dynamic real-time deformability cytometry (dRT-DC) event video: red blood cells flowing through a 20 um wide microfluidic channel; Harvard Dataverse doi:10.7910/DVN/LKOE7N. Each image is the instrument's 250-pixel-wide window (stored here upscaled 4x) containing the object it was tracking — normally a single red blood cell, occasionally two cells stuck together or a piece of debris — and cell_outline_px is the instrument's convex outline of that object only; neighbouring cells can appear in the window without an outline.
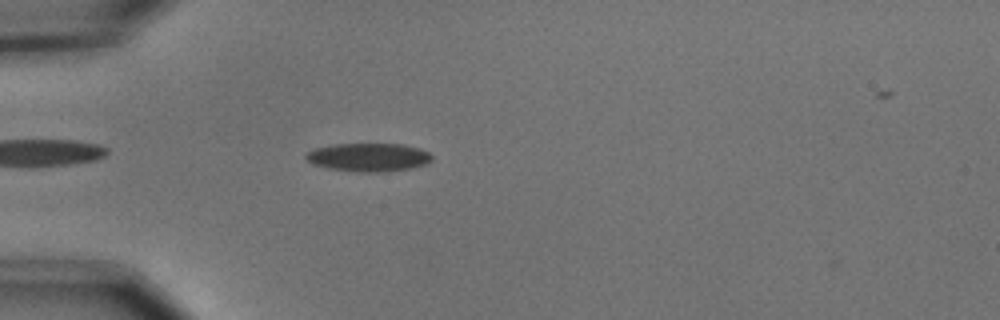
{"species": "common noctule bat (a hibernating species)", "species_latin": "Nyctalus noctula", "temperature_condition": "cold", "stored_images_in_passage": 44, "camera_frame_rate_fps": 3000, "um_per_image_px": 0.085, "animal": {"sex": "male", "body_mass_g": 15.6}, "frame": {"image": 1, "passage_image": 5, "time_ms": 1.333, "image_size_px": [1000, 320], "cell_outline_px": [[432, 160], [428, 164], [412, 168], [380, 172], [364, 172], [328, 168], [312, 164], [304, 156], [308, 152], [316, 148], [336, 144], [404, 144], [420, 148], [428, 152], [432, 156]], "centroid_in_image_um": [31.37, 13.36], "position_along_channel_um": 53.6, "area_um2": 20.75}}
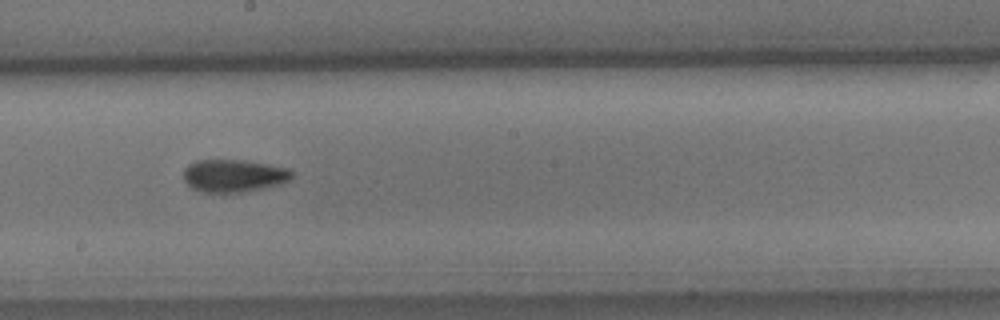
{"frame": {"image": 2, "passage_image": 20, "time_ms": 6.333, "image_size_px": [1000, 320], "cell_outline_px": [[292, 176], [288, 180], [280, 184], [264, 188], [240, 192], [204, 192], [192, 188], [184, 180], [184, 168], [188, 164], [196, 160], [244, 160], [288, 168], [292, 172]], "centroid_in_image_um": [19.84, 14.93], "position_along_channel_um": 228.4, "area_um2": 20.46}}
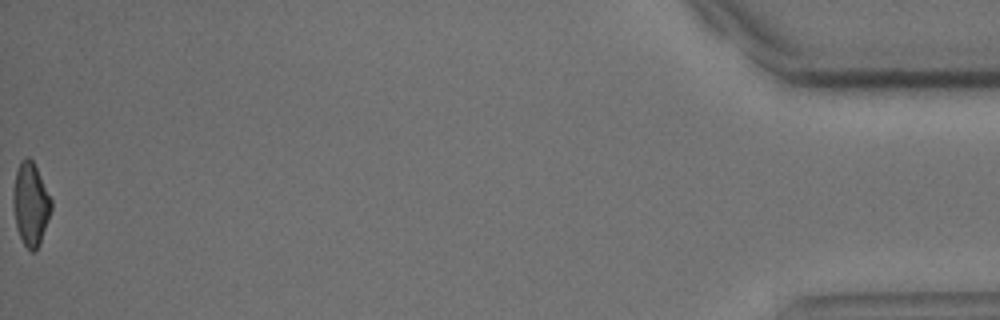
{"frame": {"image": 3, "passage_image": 44, "time_ms": 14.333, "image_size_px": [1000, 320], "cell_outline_px": [[52, 208], [40, 244], [32, 252], [24, 244], [20, 236], [16, 224], [12, 204], [12, 192], [16, 172], [20, 160], [28, 156], [32, 160], [52, 200]], "centroid_in_image_um": [2.59, 17.33], "position_along_channel_um": 432.6, "area_um2": 18.26}, "authors_computed_cell_mechanics": {"area_um2": 20.1722, "velocity_mm_per_s": 3.6979, "shape_relaxation_time_tau1_ms": 4.1831, "shape_relaxation_time_tau2_ms": 3.8778, "deformation_change_tau1": 0.122, "deformation_change_tau2": 0.1074}}